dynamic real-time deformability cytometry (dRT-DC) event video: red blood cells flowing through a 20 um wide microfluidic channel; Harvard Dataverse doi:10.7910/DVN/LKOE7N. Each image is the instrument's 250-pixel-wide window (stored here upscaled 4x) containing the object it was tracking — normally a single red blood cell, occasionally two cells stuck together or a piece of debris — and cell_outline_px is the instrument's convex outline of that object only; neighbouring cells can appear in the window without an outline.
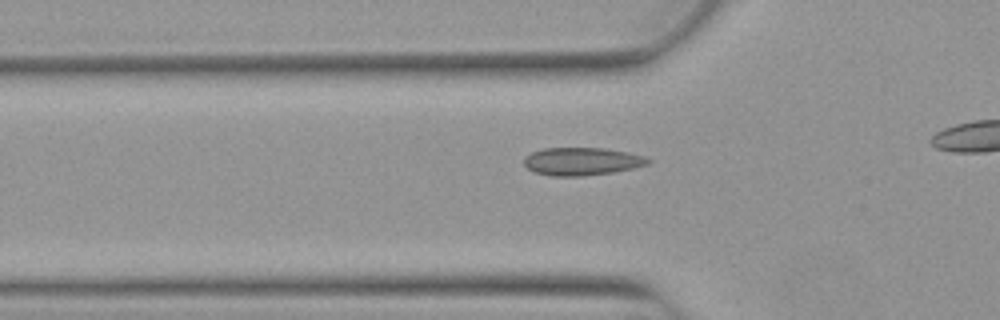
{"species": "Egyptian fruit bat (a non-hibernating species)", "species_latin": "Rousettus aegyptiacus", "temperature_condition": "warm", "stored_images_in_passage": 38, "camera_frame_rate_fps": 3000, "um_per_image_px": 0.085, "animal": {"sex": "female"}, "frame": {"image": 1, "passage_image": 13, "time_ms": 4.0, "image_size_px": [1000, 320], "cell_outline_px": [[652, 160], [648, 164], [632, 168], [612, 172], [584, 176], [552, 176], [536, 172], [528, 168], [524, 164], [524, 156], [532, 152], [544, 148], [604, 148], [628, 152], [644, 156]], "centroid_in_image_um": [49.46, 13.71], "position_along_channel_um": 76.3, "area_um2": 20.06}}
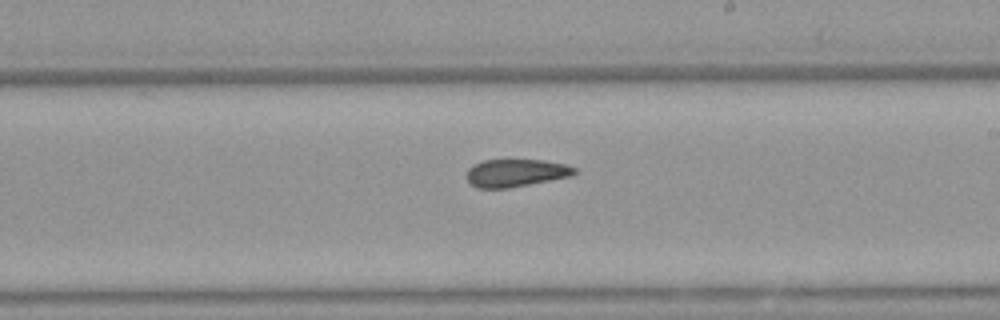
{"frame": {"image": 2, "passage_image": 26, "time_ms": 8.333, "image_size_px": [1000, 320], "cell_outline_px": [[576, 172], [572, 176], [508, 188], [476, 188], [464, 176], [468, 168], [472, 164], [484, 160], [544, 160], [568, 164], [576, 168]], "centroid_in_image_um": [43.83, 14.69], "position_along_channel_um": 245.2, "area_um2": 17.57}}
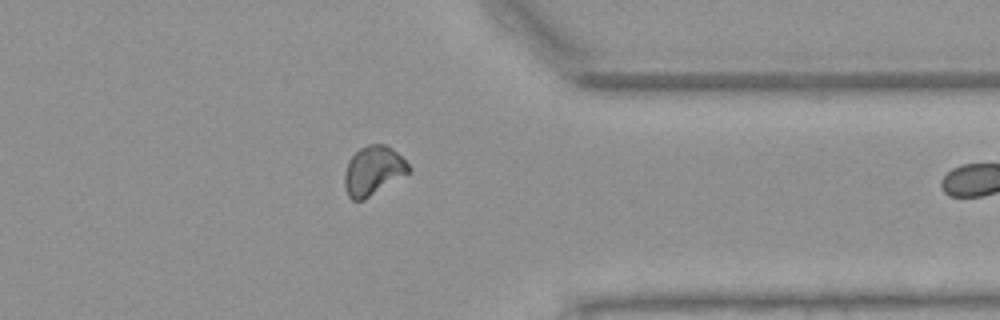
{"frame": {"image": 3, "passage_image": 37, "time_ms": 12.0, "image_size_px": [1000, 320], "cell_outline_px": [[412, 168], [408, 172], [364, 200], [352, 200], [348, 196], [344, 188], [344, 172], [348, 160], [360, 148], [368, 144], [388, 144]], "centroid_in_image_um": [31.68, 14.5], "position_along_channel_um": 379.7, "area_um2": 18.21}}